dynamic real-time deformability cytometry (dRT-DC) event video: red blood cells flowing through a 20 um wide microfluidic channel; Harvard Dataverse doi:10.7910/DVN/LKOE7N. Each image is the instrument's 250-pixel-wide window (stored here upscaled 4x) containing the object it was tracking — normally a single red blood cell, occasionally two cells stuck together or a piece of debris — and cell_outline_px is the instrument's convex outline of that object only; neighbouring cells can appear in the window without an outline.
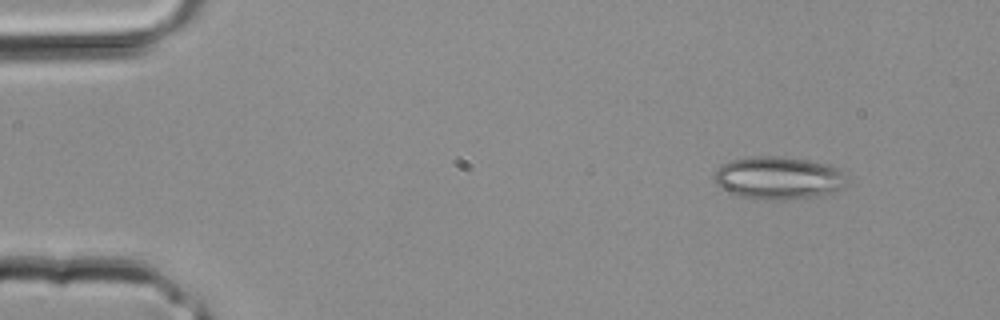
{"species": "common noctule bat (a hibernating species)", "species_latin": "Nyctalus noctula", "temperature_condition": "room temperature", "stored_images_in_passage": 3, "camera_frame_rate_fps": 3000, "um_per_image_px": 0.085, "animal": {"sex": "male", "body_mass_g": 20.4}, "frame": {"image": 1, "passage_image": 3, "time_ms": 0.667, "image_size_px": [1000, 320], "cell_outline_px": [[848, 184], [836, 192], [812, 196], [784, 200], [756, 200], [740, 196], [728, 192], [716, 184], [716, 172], [724, 164], [732, 160], [752, 156], [780, 156], [804, 160], [824, 164], [848, 176]], "centroid_in_image_um": [66.17, 15.15], "position_along_channel_um": 18.8, "area_um2": 32.71}}